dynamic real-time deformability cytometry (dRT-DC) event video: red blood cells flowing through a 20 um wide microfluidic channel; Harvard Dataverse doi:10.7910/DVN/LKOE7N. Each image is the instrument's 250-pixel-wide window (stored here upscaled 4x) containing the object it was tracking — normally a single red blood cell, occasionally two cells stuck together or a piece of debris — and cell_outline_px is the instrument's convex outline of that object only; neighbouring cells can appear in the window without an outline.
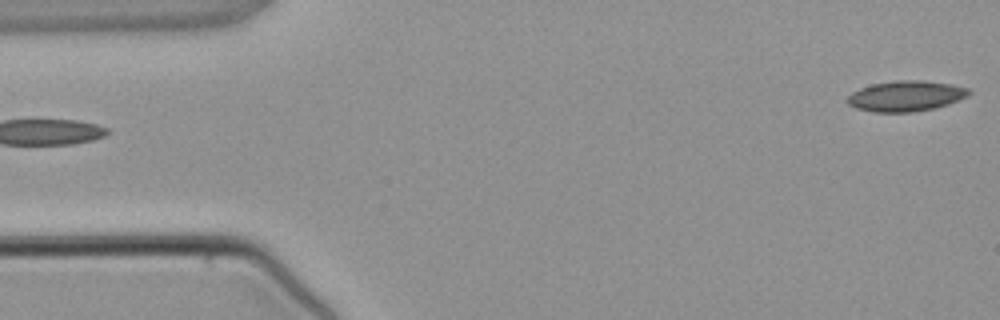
{"species": "common noctule bat (a hibernating species)", "species_latin": "Nyctalus noctula", "temperature_condition": "warm", "stored_images_in_passage": 4, "segment_of_instrument_passage": [2, 2], "camera_frame_rate_fps": 3000, "um_per_image_px": 0.085, "animal": {"sex": "male", "body_mass_g": 21.5, "forearm_length_mm": 52.0}, "frame": {"image": 1, "passage_image": 4, "time_ms": 4.333, "image_size_px": [1000, 320], "cell_outline_px": [[972, 92], [968, 96], [960, 100], [948, 104], [932, 108], [912, 112], [872, 112], [856, 108], [848, 104], [844, 100], [852, 92], [860, 88], [872, 84], [896, 80], [924, 80], [952, 84], [968, 88]], "centroid_in_image_um": [76.99, 8.16], "position_along_channel_um": 8.0, "area_um2": 21.79}}